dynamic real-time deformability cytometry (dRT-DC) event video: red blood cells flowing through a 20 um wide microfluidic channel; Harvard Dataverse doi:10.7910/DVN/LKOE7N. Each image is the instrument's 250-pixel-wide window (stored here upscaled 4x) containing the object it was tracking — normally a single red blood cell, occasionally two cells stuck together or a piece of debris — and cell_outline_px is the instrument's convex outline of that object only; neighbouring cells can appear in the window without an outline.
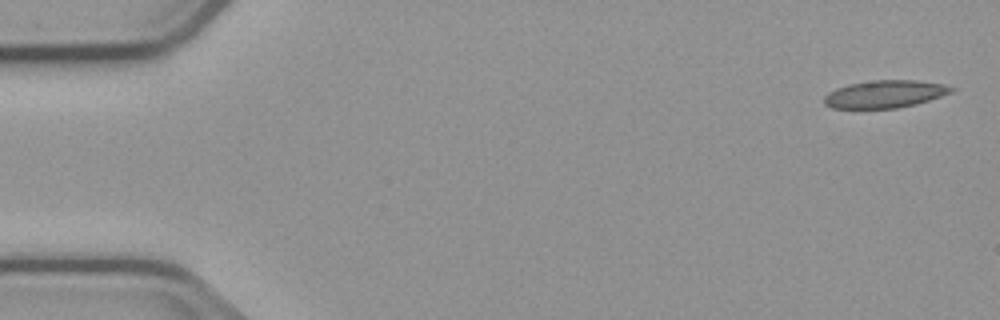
{"species": "common noctule bat (a hibernating species)", "species_latin": "Nyctalus noctula", "temperature_condition": "cold", "stored_images_in_passage": 4, "camera_frame_rate_fps": 3000, "um_per_image_px": 0.085, "animal": {"sex": "male", "body_mass_g": 23.1, "forearm_length_mm": 52.7}, "frame": {"image": 1, "passage_image": 1, "time_ms": 0.0, "image_size_px": [1000, 320], "cell_outline_px": [[956, 88], [952, 92], [916, 104], [896, 108], [832, 108], [824, 104], [824, 96], [828, 92], [836, 88], [848, 84], [872, 80], [916, 80], [944, 84]], "centroid_in_image_um": [75.2, 7.99], "position_along_channel_um": 9.8, "area_um2": 20.4}}